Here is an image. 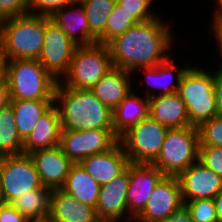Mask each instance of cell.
I'll list each match as a JSON object with an SVG mask.
<instances>
[{
    "mask_svg": "<svg viewBox=\"0 0 222 222\" xmlns=\"http://www.w3.org/2000/svg\"><path fill=\"white\" fill-rule=\"evenodd\" d=\"M29 13V0H0V21Z\"/></svg>",
    "mask_w": 222,
    "mask_h": 222,
    "instance_id": "d590c367",
    "label": "cell"
},
{
    "mask_svg": "<svg viewBox=\"0 0 222 222\" xmlns=\"http://www.w3.org/2000/svg\"><path fill=\"white\" fill-rule=\"evenodd\" d=\"M199 146L197 127L169 128L152 165L165 176H178L199 160Z\"/></svg>",
    "mask_w": 222,
    "mask_h": 222,
    "instance_id": "52a82bcc",
    "label": "cell"
},
{
    "mask_svg": "<svg viewBox=\"0 0 222 222\" xmlns=\"http://www.w3.org/2000/svg\"><path fill=\"white\" fill-rule=\"evenodd\" d=\"M97 222H119V221H114V220H98Z\"/></svg>",
    "mask_w": 222,
    "mask_h": 222,
    "instance_id": "bcb514c9",
    "label": "cell"
},
{
    "mask_svg": "<svg viewBox=\"0 0 222 222\" xmlns=\"http://www.w3.org/2000/svg\"><path fill=\"white\" fill-rule=\"evenodd\" d=\"M168 129L148 116L122 133L119 142L129 162L152 164L160 153Z\"/></svg>",
    "mask_w": 222,
    "mask_h": 222,
    "instance_id": "ba28073f",
    "label": "cell"
},
{
    "mask_svg": "<svg viewBox=\"0 0 222 222\" xmlns=\"http://www.w3.org/2000/svg\"><path fill=\"white\" fill-rule=\"evenodd\" d=\"M216 2V7L214 6L215 10H214V14L213 16V22L212 24H217V23H221L222 22V0H215Z\"/></svg>",
    "mask_w": 222,
    "mask_h": 222,
    "instance_id": "b9f144b4",
    "label": "cell"
},
{
    "mask_svg": "<svg viewBox=\"0 0 222 222\" xmlns=\"http://www.w3.org/2000/svg\"><path fill=\"white\" fill-rule=\"evenodd\" d=\"M129 180L130 163L120 175L100 187L98 202L95 207L99 220L127 222Z\"/></svg>",
    "mask_w": 222,
    "mask_h": 222,
    "instance_id": "9a60e30c",
    "label": "cell"
},
{
    "mask_svg": "<svg viewBox=\"0 0 222 222\" xmlns=\"http://www.w3.org/2000/svg\"><path fill=\"white\" fill-rule=\"evenodd\" d=\"M112 68V58L107 45L96 43L77 46L68 72L59 82L71 89H91Z\"/></svg>",
    "mask_w": 222,
    "mask_h": 222,
    "instance_id": "8992f818",
    "label": "cell"
},
{
    "mask_svg": "<svg viewBox=\"0 0 222 222\" xmlns=\"http://www.w3.org/2000/svg\"><path fill=\"white\" fill-rule=\"evenodd\" d=\"M52 189L35 188L13 199L10 204L28 221H44L48 219Z\"/></svg>",
    "mask_w": 222,
    "mask_h": 222,
    "instance_id": "484cf974",
    "label": "cell"
},
{
    "mask_svg": "<svg viewBox=\"0 0 222 222\" xmlns=\"http://www.w3.org/2000/svg\"><path fill=\"white\" fill-rule=\"evenodd\" d=\"M197 129L200 146L222 147V115L202 123Z\"/></svg>",
    "mask_w": 222,
    "mask_h": 222,
    "instance_id": "4dcf8cb0",
    "label": "cell"
},
{
    "mask_svg": "<svg viewBox=\"0 0 222 222\" xmlns=\"http://www.w3.org/2000/svg\"><path fill=\"white\" fill-rule=\"evenodd\" d=\"M164 222H193L190 211L185 205L172 213Z\"/></svg>",
    "mask_w": 222,
    "mask_h": 222,
    "instance_id": "f35d334b",
    "label": "cell"
},
{
    "mask_svg": "<svg viewBox=\"0 0 222 222\" xmlns=\"http://www.w3.org/2000/svg\"><path fill=\"white\" fill-rule=\"evenodd\" d=\"M184 205L177 176H165L133 222H164Z\"/></svg>",
    "mask_w": 222,
    "mask_h": 222,
    "instance_id": "7c38bea8",
    "label": "cell"
},
{
    "mask_svg": "<svg viewBox=\"0 0 222 222\" xmlns=\"http://www.w3.org/2000/svg\"><path fill=\"white\" fill-rule=\"evenodd\" d=\"M5 202H4V199L2 197V193H1V188H0V206L3 205Z\"/></svg>",
    "mask_w": 222,
    "mask_h": 222,
    "instance_id": "f6af8a7d",
    "label": "cell"
},
{
    "mask_svg": "<svg viewBox=\"0 0 222 222\" xmlns=\"http://www.w3.org/2000/svg\"><path fill=\"white\" fill-rule=\"evenodd\" d=\"M101 185L86 172L80 163H74L61 188L77 201L96 207Z\"/></svg>",
    "mask_w": 222,
    "mask_h": 222,
    "instance_id": "d4e9b609",
    "label": "cell"
},
{
    "mask_svg": "<svg viewBox=\"0 0 222 222\" xmlns=\"http://www.w3.org/2000/svg\"><path fill=\"white\" fill-rule=\"evenodd\" d=\"M137 23L129 13L116 3L107 19L104 30V45H107L112 39L123 34Z\"/></svg>",
    "mask_w": 222,
    "mask_h": 222,
    "instance_id": "f546056e",
    "label": "cell"
},
{
    "mask_svg": "<svg viewBox=\"0 0 222 222\" xmlns=\"http://www.w3.org/2000/svg\"><path fill=\"white\" fill-rule=\"evenodd\" d=\"M60 114L54 103L38 120L30 135L23 141V153L52 148L60 143Z\"/></svg>",
    "mask_w": 222,
    "mask_h": 222,
    "instance_id": "603a6c76",
    "label": "cell"
},
{
    "mask_svg": "<svg viewBox=\"0 0 222 222\" xmlns=\"http://www.w3.org/2000/svg\"><path fill=\"white\" fill-rule=\"evenodd\" d=\"M54 103L62 130L113 129V112L90 89H71L58 81Z\"/></svg>",
    "mask_w": 222,
    "mask_h": 222,
    "instance_id": "7a4b0ae2",
    "label": "cell"
},
{
    "mask_svg": "<svg viewBox=\"0 0 222 222\" xmlns=\"http://www.w3.org/2000/svg\"><path fill=\"white\" fill-rule=\"evenodd\" d=\"M213 199L216 206L218 222H222V190Z\"/></svg>",
    "mask_w": 222,
    "mask_h": 222,
    "instance_id": "7bdbcfd3",
    "label": "cell"
},
{
    "mask_svg": "<svg viewBox=\"0 0 222 222\" xmlns=\"http://www.w3.org/2000/svg\"><path fill=\"white\" fill-rule=\"evenodd\" d=\"M210 28H211L210 31L212 30L211 33L214 35L213 37H215L216 46H217L219 54H220V55H218L219 59H221L222 58V23L211 24ZM219 61L220 62H218V63H220V64L217 67L222 69V59Z\"/></svg>",
    "mask_w": 222,
    "mask_h": 222,
    "instance_id": "ab89813d",
    "label": "cell"
},
{
    "mask_svg": "<svg viewBox=\"0 0 222 222\" xmlns=\"http://www.w3.org/2000/svg\"><path fill=\"white\" fill-rule=\"evenodd\" d=\"M49 16L25 14L0 21V48L5 60L38 59Z\"/></svg>",
    "mask_w": 222,
    "mask_h": 222,
    "instance_id": "3957f363",
    "label": "cell"
},
{
    "mask_svg": "<svg viewBox=\"0 0 222 222\" xmlns=\"http://www.w3.org/2000/svg\"><path fill=\"white\" fill-rule=\"evenodd\" d=\"M78 45L51 20L46 24L44 44L38 58L42 66L57 80L68 72Z\"/></svg>",
    "mask_w": 222,
    "mask_h": 222,
    "instance_id": "8fae6325",
    "label": "cell"
},
{
    "mask_svg": "<svg viewBox=\"0 0 222 222\" xmlns=\"http://www.w3.org/2000/svg\"><path fill=\"white\" fill-rule=\"evenodd\" d=\"M118 142L114 129L61 130L59 146L73 163H80L86 157L108 151Z\"/></svg>",
    "mask_w": 222,
    "mask_h": 222,
    "instance_id": "30bf717a",
    "label": "cell"
},
{
    "mask_svg": "<svg viewBox=\"0 0 222 222\" xmlns=\"http://www.w3.org/2000/svg\"><path fill=\"white\" fill-rule=\"evenodd\" d=\"M183 202L213 199L222 190V178L199 160L178 176Z\"/></svg>",
    "mask_w": 222,
    "mask_h": 222,
    "instance_id": "5bb4252c",
    "label": "cell"
},
{
    "mask_svg": "<svg viewBox=\"0 0 222 222\" xmlns=\"http://www.w3.org/2000/svg\"><path fill=\"white\" fill-rule=\"evenodd\" d=\"M49 222H97L95 207L77 201L62 189H53L50 199Z\"/></svg>",
    "mask_w": 222,
    "mask_h": 222,
    "instance_id": "ffe728a7",
    "label": "cell"
},
{
    "mask_svg": "<svg viewBox=\"0 0 222 222\" xmlns=\"http://www.w3.org/2000/svg\"><path fill=\"white\" fill-rule=\"evenodd\" d=\"M199 161L222 178V147L199 146Z\"/></svg>",
    "mask_w": 222,
    "mask_h": 222,
    "instance_id": "e575fe53",
    "label": "cell"
},
{
    "mask_svg": "<svg viewBox=\"0 0 222 222\" xmlns=\"http://www.w3.org/2000/svg\"><path fill=\"white\" fill-rule=\"evenodd\" d=\"M134 92H130L113 111V129L118 136L148 117L149 99Z\"/></svg>",
    "mask_w": 222,
    "mask_h": 222,
    "instance_id": "cb8c5ba5",
    "label": "cell"
},
{
    "mask_svg": "<svg viewBox=\"0 0 222 222\" xmlns=\"http://www.w3.org/2000/svg\"><path fill=\"white\" fill-rule=\"evenodd\" d=\"M6 60L3 57L2 50L0 48V85L6 81Z\"/></svg>",
    "mask_w": 222,
    "mask_h": 222,
    "instance_id": "ee69618b",
    "label": "cell"
},
{
    "mask_svg": "<svg viewBox=\"0 0 222 222\" xmlns=\"http://www.w3.org/2000/svg\"><path fill=\"white\" fill-rule=\"evenodd\" d=\"M10 104V93L8 89V84L5 81L0 85V110L5 108Z\"/></svg>",
    "mask_w": 222,
    "mask_h": 222,
    "instance_id": "60d3db41",
    "label": "cell"
},
{
    "mask_svg": "<svg viewBox=\"0 0 222 222\" xmlns=\"http://www.w3.org/2000/svg\"><path fill=\"white\" fill-rule=\"evenodd\" d=\"M148 116L168 128L191 126L186 104L177 92L149 98Z\"/></svg>",
    "mask_w": 222,
    "mask_h": 222,
    "instance_id": "7402d4cb",
    "label": "cell"
},
{
    "mask_svg": "<svg viewBox=\"0 0 222 222\" xmlns=\"http://www.w3.org/2000/svg\"><path fill=\"white\" fill-rule=\"evenodd\" d=\"M193 222H218L214 199H196L184 202Z\"/></svg>",
    "mask_w": 222,
    "mask_h": 222,
    "instance_id": "1f68e13d",
    "label": "cell"
},
{
    "mask_svg": "<svg viewBox=\"0 0 222 222\" xmlns=\"http://www.w3.org/2000/svg\"><path fill=\"white\" fill-rule=\"evenodd\" d=\"M41 186L39 174L29 154L0 157V188L5 203Z\"/></svg>",
    "mask_w": 222,
    "mask_h": 222,
    "instance_id": "9c48e42d",
    "label": "cell"
},
{
    "mask_svg": "<svg viewBox=\"0 0 222 222\" xmlns=\"http://www.w3.org/2000/svg\"><path fill=\"white\" fill-rule=\"evenodd\" d=\"M214 95L218 115H222V69L219 67L214 72Z\"/></svg>",
    "mask_w": 222,
    "mask_h": 222,
    "instance_id": "74e56055",
    "label": "cell"
},
{
    "mask_svg": "<svg viewBox=\"0 0 222 222\" xmlns=\"http://www.w3.org/2000/svg\"><path fill=\"white\" fill-rule=\"evenodd\" d=\"M165 175L152 164L130 163V180L127 191V222L143 211L148 198Z\"/></svg>",
    "mask_w": 222,
    "mask_h": 222,
    "instance_id": "4fadbf2b",
    "label": "cell"
},
{
    "mask_svg": "<svg viewBox=\"0 0 222 222\" xmlns=\"http://www.w3.org/2000/svg\"><path fill=\"white\" fill-rule=\"evenodd\" d=\"M132 73L113 67L90 89L112 112L135 88Z\"/></svg>",
    "mask_w": 222,
    "mask_h": 222,
    "instance_id": "d6986e66",
    "label": "cell"
},
{
    "mask_svg": "<svg viewBox=\"0 0 222 222\" xmlns=\"http://www.w3.org/2000/svg\"><path fill=\"white\" fill-rule=\"evenodd\" d=\"M77 2L79 0H29V13L50 17L55 11Z\"/></svg>",
    "mask_w": 222,
    "mask_h": 222,
    "instance_id": "836d02e7",
    "label": "cell"
},
{
    "mask_svg": "<svg viewBox=\"0 0 222 222\" xmlns=\"http://www.w3.org/2000/svg\"><path fill=\"white\" fill-rule=\"evenodd\" d=\"M54 104V100H10L15 115L16 128L25 140L39 118Z\"/></svg>",
    "mask_w": 222,
    "mask_h": 222,
    "instance_id": "4316f807",
    "label": "cell"
},
{
    "mask_svg": "<svg viewBox=\"0 0 222 222\" xmlns=\"http://www.w3.org/2000/svg\"><path fill=\"white\" fill-rule=\"evenodd\" d=\"M34 161L39 179L44 187L61 189L74 164L60 146L38 149L29 154Z\"/></svg>",
    "mask_w": 222,
    "mask_h": 222,
    "instance_id": "2e32d148",
    "label": "cell"
},
{
    "mask_svg": "<svg viewBox=\"0 0 222 222\" xmlns=\"http://www.w3.org/2000/svg\"><path fill=\"white\" fill-rule=\"evenodd\" d=\"M192 65L181 78L177 94L185 102L191 126L199 127L218 115L214 95V71ZM207 71V72H206Z\"/></svg>",
    "mask_w": 222,
    "mask_h": 222,
    "instance_id": "5b68a950",
    "label": "cell"
},
{
    "mask_svg": "<svg viewBox=\"0 0 222 222\" xmlns=\"http://www.w3.org/2000/svg\"><path fill=\"white\" fill-rule=\"evenodd\" d=\"M84 6L91 36L97 43L104 44V30L116 0H79Z\"/></svg>",
    "mask_w": 222,
    "mask_h": 222,
    "instance_id": "f1b7e54d",
    "label": "cell"
},
{
    "mask_svg": "<svg viewBox=\"0 0 222 222\" xmlns=\"http://www.w3.org/2000/svg\"><path fill=\"white\" fill-rule=\"evenodd\" d=\"M29 222H49L48 220H44V221H29Z\"/></svg>",
    "mask_w": 222,
    "mask_h": 222,
    "instance_id": "7dc6e473",
    "label": "cell"
},
{
    "mask_svg": "<svg viewBox=\"0 0 222 222\" xmlns=\"http://www.w3.org/2000/svg\"><path fill=\"white\" fill-rule=\"evenodd\" d=\"M129 163L122 145L118 142L106 152L86 157L80 165L102 186L120 175Z\"/></svg>",
    "mask_w": 222,
    "mask_h": 222,
    "instance_id": "ac0fdd59",
    "label": "cell"
},
{
    "mask_svg": "<svg viewBox=\"0 0 222 222\" xmlns=\"http://www.w3.org/2000/svg\"><path fill=\"white\" fill-rule=\"evenodd\" d=\"M50 19L78 46L97 43L91 36L85 9L80 2L55 11Z\"/></svg>",
    "mask_w": 222,
    "mask_h": 222,
    "instance_id": "44dd1931",
    "label": "cell"
},
{
    "mask_svg": "<svg viewBox=\"0 0 222 222\" xmlns=\"http://www.w3.org/2000/svg\"><path fill=\"white\" fill-rule=\"evenodd\" d=\"M0 222H29L10 203L0 206Z\"/></svg>",
    "mask_w": 222,
    "mask_h": 222,
    "instance_id": "8d00e7d4",
    "label": "cell"
},
{
    "mask_svg": "<svg viewBox=\"0 0 222 222\" xmlns=\"http://www.w3.org/2000/svg\"><path fill=\"white\" fill-rule=\"evenodd\" d=\"M172 60H174L173 57H170L165 62L158 64L157 66L141 67L133 72V76L135 75V72H141V69L143 73H145V82H143L142 84L147 83V87L151 86L147 89L146 87H144V96L146 98L149 99L158 95H166L177 92L181 82V78L188 70L190 65L186 64V66L184 65L178 68V65H175V62H173ZM155 90H158L159 92L155 93Z\"/></svg>",
    "mask_w": 222,
    "mask_h": 222,
    "instance_id": "e0dca14e",
    "label": "cell"
},
{
    "mask_svg": "<svg viewBox=\"0 0 222 222\" xmlns=\"http://www.w3.org/2000/svg\"><path fill=\"white\" fill-rule=\"evenodd\" d=\"M10 100H54L58 81L38 59L6 60Z\"/></svg>",
    "mask_w": 222,
    "mask_h": 222,
    "instance_id": "277c9868",
    "label": "cell"
},
{
    "mask_svg": "<svg viewBox=\"0 0 222 222\" xmlns=\"http://www.w3.org/2000/svg\"><path fill=\"white\" fill-rule=\"evenodd\" d=\"M153 0H116V3L130 14L138 23L149 21L158 15L150 9Z\"/></svg>",
    "mask_w": 222,
    "mask_h": 222,
    "instance_id": "d6a6232c",
    "label": "cell"
},
{
    "mask_svg": "<svg viewBox=\"0 0 222 222\" xmlns=\"http://www.w3.org/2000/svg\"><path fill=\"white\" fill-rule=\"evenodd\" d=\"M171 28L168 21L162 22L157 15L149 21L137 23L112 39L107 46L113 67L133 74L138 68L165 62L172 57L168 53L175 36Z\"/></svg>",
    "mask_w": 222,
    "mask_h": 222,
    "instance_id": "6da1fadb",
    "label": "cell"
},
{
    "mask_svg": "<svg viewBox=\"0 0 222 222\" xmlns=\"http://www.w3.org/2000/svg\"><path fill=\"white\" fill-rule=\"evenodd\" d=\"M23 141L16 128L13 108L9 104L0 110V157L22 154Z\"/></svg>",
    "mask_w": 222,
    "mask_h": 222,
    "instance_id": "83f0119b",
    "label": "cell"
}]
</instances>
